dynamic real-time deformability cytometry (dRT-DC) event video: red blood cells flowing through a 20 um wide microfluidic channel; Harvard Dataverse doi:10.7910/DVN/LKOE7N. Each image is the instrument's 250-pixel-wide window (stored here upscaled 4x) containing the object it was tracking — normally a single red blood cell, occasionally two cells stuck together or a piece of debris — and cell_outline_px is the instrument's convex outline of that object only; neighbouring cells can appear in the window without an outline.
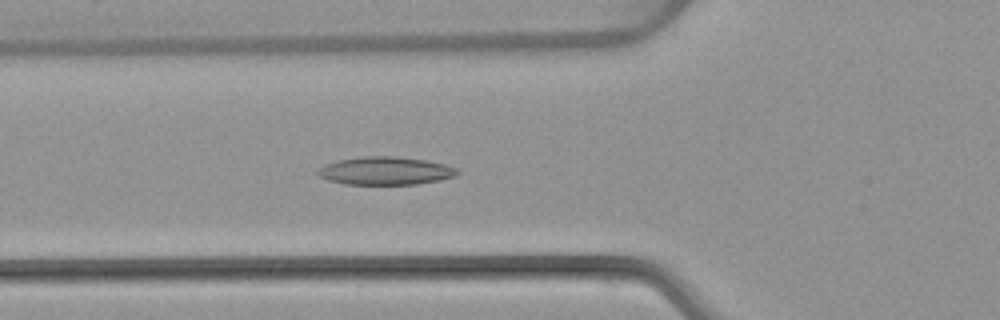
{"species": "common noctule bat (a hibernating species)", "species_latin": "Nyctalus noctula", "temperature_condition": "warm", "stored_images_in_passage": 53, "camera_frame_rate_fps": 3000, "um_per_image_px": 0.085, "animal": {"sex": "female", "body_mass_g": 22.7, "forearm_length_mm": 54.2}, "frame": {"image": 1, "passage_image": 19, "time_ms": 6.0, "image_size_px": [1000, 320], "cell_outline_px": [[460, 172], [452, 176], [440, 180], [416, 184], [344, 184], [328, 180], [320, 176], [316, 172], [324, 164], [336, 160], [364, 156], [396, 156], [424, 160], [444, 164], [456, 168]], "centroid_in_image_um": [32.72, 14.51], "position_along_channel_um": 93.1, "area_um2": 22.66}}
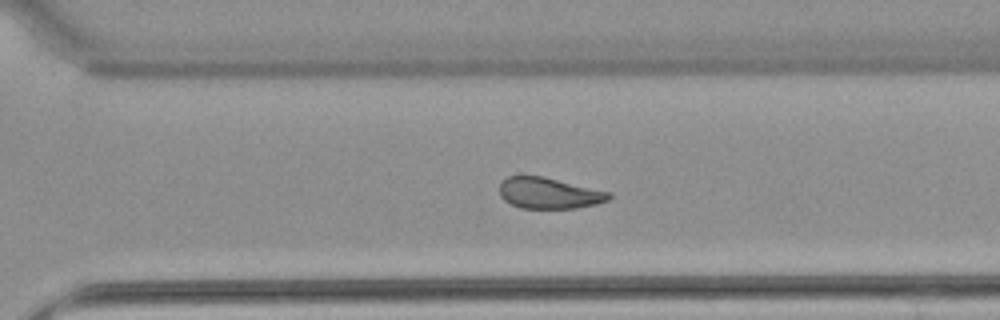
{"frame": {"image": 2, "passage_image": 37, "time_ms": 12.0, "image_size_px": [1000, 320], "cell_outline_px": [[612, 196], [608, 200], [596, 204], [576, 208], [520, 208], [504, 200], [500, 196], [500, 180], [508, 176], [544, 176], [608, 192]], "centroid_in_image_um": [46.62, 16.41], "position_along_channel_um": 324.0, "area_um2": 19.71}}
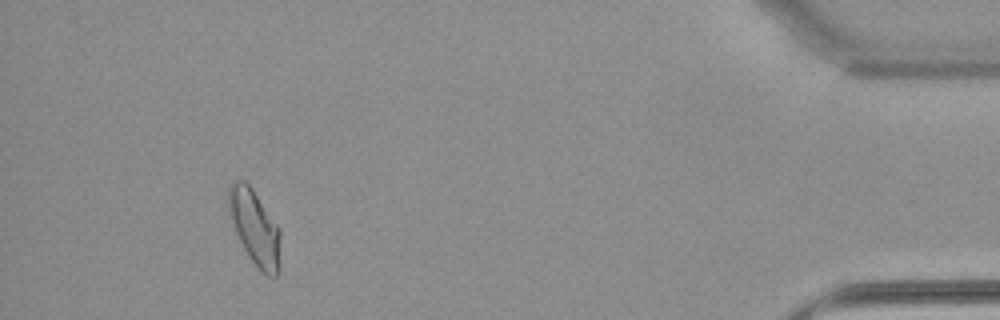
{"frame": {"image": 3, "passage_image": 49, "time_ms": 16.0, "image_size_px": [1000, 320], "cell_outline_px": [[280, 236], [276, 276], [268, 276], [252, 260], [244, 248], [236, 232], [228, 212], [228, 184], [232, 180], [244, 180], [252, 188], [280, 228]], "centroid_in_image_um": [21.61, 19.23], "position_along_channel_um": 413.6, "area_um2": 22.14}, "authors_computed_cell_mechanics": {"area_um2": 21.7328, "velocity_mm_per_s": 3.8529, "shape_relaxation_time_tau1_ms": null, "shape_relaxation_time_tau2_ms": 5.0518, "deformation_change_tau1": null, "deformation_change_tau2": 0.1296}}